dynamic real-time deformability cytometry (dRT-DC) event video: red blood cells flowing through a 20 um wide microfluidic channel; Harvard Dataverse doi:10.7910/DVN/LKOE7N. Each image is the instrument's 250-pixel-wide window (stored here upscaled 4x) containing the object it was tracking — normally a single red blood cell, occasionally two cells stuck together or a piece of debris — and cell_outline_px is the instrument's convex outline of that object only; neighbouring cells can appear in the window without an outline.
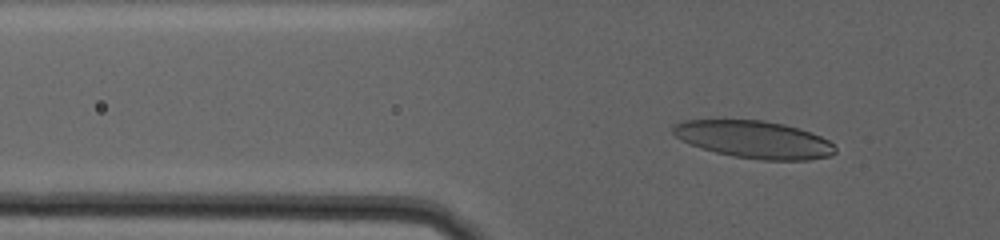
{"species": "human", "species_latin": "Homo sapiens", "temperature_condition": "warm", "stored_images_in_passage": 81, "camera_frame_rate_fps": 3000, "um_per_image_px": 0.085, "donor": {"sex": "female"}, "frame": {"image": 1, "passage_image": 30, "time_ms": 9.667, "image_size_px": [1000, 240], "cell_outline_px": [[836, 152], [832, 156], [808, 160], [760, 160], [732, 156], [716, 152], [680, 140], [672, 132], [672, 124], [684, 120], [764, 120], [784, 124], [820, 136], [828, 140], [836, 148]], "centroid_in_image_um": [64.09, 11.86], "position_along_channel_um": 61.7, "area_um2": 35.26}}
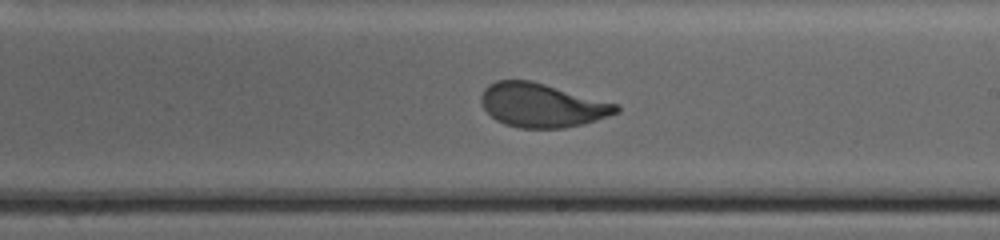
{"frame": {"image": 2, "passage_image": 53, "time_ms": 17.333, "image_size_px": [1000, 240], "cell_outline_px": [[620, 112], [584, 124], [564, 128], [520, 128], [504, 124], [496, 120], [484, 108], [480, 100], [480, 96], [484, 88], [488, 84], [496, 80], [532, 80], [620, 104]], "centroid_in_image_um": [46.09, 8.94], "position_along_channel_um": 242.9, "area_um2": 34.91}}
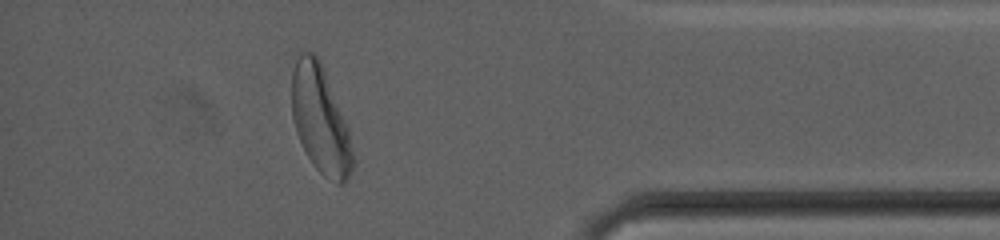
{"frame": {"image": 3, "passage_image": 74, "time_ms": 24.333, "image_size_px": [1000, 240], "cell_outline_px": [[356, 164], [348, 180], [344, 184], [336, 184], [324, 176], [312, 164], [296, 132], [292, 120], [292, 72], [296, 60], [300, 52], [312, 52], [320, 60], [348, 128], [356, 160]], "centroid_in_image_um": [27.26, 10.25], "position_along_channel_um": 407.9, "area_um2": 38.32}, "authors_computed_cell_mechanics": {"area_um2": 35.547, "velocity_mm_per_s": 2.6728, "shape_relaxation_time_tau1_ms": 5.1067, "shape_relaxation_time_tau2_ms": 1.0298, "deformation_change_tau1": 0.1778, "deformation_change_tau2": 0.0693}}